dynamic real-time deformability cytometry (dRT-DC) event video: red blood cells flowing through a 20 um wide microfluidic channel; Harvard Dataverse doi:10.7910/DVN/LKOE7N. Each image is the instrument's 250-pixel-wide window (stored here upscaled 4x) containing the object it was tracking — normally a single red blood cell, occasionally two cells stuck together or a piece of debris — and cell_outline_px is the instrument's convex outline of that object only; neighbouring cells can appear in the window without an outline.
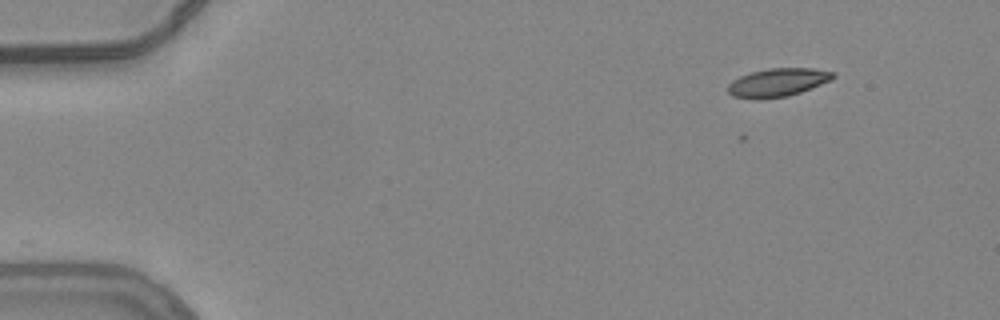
{"species": "common noctule bat (a hibernating species)", "species_latin": "Nyctalus noctula", "temperature_condition": "warm", "stored_images_in_passage": 2, "camera_frame_rate_fps": 3000, "um_per_image_px": 0.085, "animal": {"sex": "female", "body_mass_g": 24.6, "forearm_length_mm": 56.2}, "frame": {"image": 1, "passage_image": 2, "time_ms": 0.333, "image_size_px": [1000, 320], "cell_outline_px": [[836, 76], [832, 80], [800, 92], [788, 96], [760, 100], [756, 100], [732, 96], [728, 92], [728, 84], [732, 80], [740, 76], [752, 72], [768, 68], [812, 68], [836, 72]], "centroid_in_image_um": [66.1, 7.02], "position_along_channel_um": 18.9, "area_um2": 17.57}}